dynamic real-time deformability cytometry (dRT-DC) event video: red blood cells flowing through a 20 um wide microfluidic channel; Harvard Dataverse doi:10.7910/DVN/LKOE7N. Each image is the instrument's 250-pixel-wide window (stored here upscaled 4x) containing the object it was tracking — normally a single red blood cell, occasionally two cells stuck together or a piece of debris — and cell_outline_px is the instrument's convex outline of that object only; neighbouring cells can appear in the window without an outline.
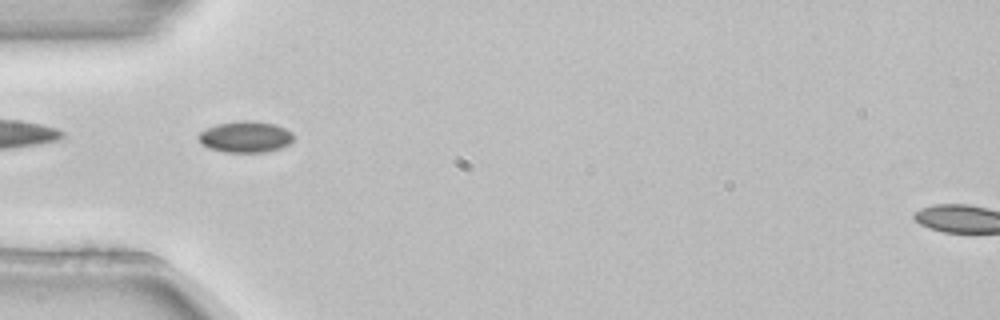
{"species": "common noctule bat (a hibernating species)", "species_latin": "Nyctalus noctula", "temperature_condition": "room temperature", "stored_images_in_passage": 6, "camera_frame_rate_fps": 3000, "um_per_image_px": 0.085, "animal": {"sex": "female", "body_mass_g": 22.7, "forearm_length_mm": 54.2}, "frame": {"image": 1, "passage_image": 4, "time_ms": 1.0, "image_size_px": [1000, 320], "cell_outline_px": [[296, 136], [288, 144], [280, 148], [264, 152], [224, 152], [208, 148], [200, 144], [196, 136], [200, 132], [216, 124], [240, 120], [252, 120], [276, 124], [292, 132]], "centroid_in_image_um": [20.85, 11.62], "position_along_channel_um": 64.2, "area_um2": 17.57}}